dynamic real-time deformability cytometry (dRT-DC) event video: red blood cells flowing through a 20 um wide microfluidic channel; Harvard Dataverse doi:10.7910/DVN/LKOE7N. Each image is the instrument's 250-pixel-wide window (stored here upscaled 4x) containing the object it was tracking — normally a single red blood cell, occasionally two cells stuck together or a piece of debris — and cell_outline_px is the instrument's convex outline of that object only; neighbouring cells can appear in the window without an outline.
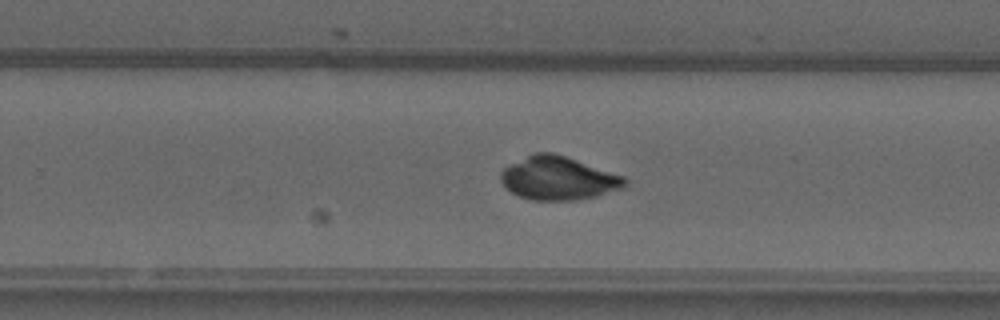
{"species": "common noctule bat (a hibernating species)", "species_latin": "Nyctalus noctula", "temperature_condition": "warm", "stored_images_in_passage": 53, "camera_frame_rate_fps": 3000, "um_per_image_px": 0.085, "animal": {"sex": "male", "forearm_length_mm": 52.5}, "frame": {"image": 1, "passage_image": 34, "time_ms": 11.0, "image_size_px": [1000, 320], "cell_outline_px": [[628, 184], [620, 188], [596, 196], [576, 200], [532, 200], [520, 196], [504, 188], [500, 180], [500, 172], [504, 168], [536, 152], [552, 152], [624, 176], [628, 180]], "centroid_in_image_um": [47.44, 15.16], "position_along_channel_um": 282.4, "area_um2": 30.98}}
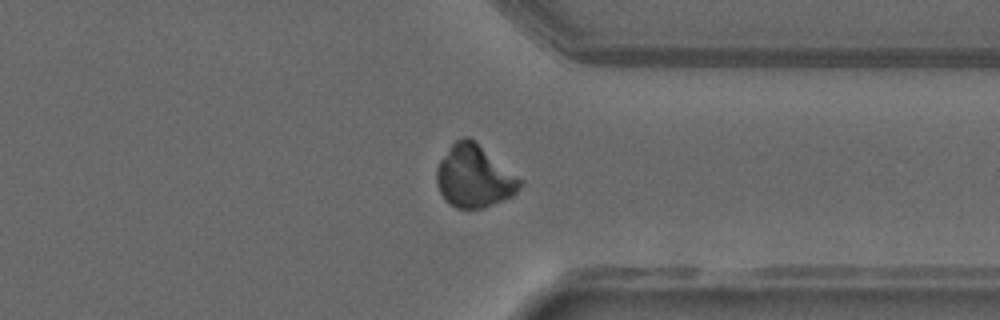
{"frame": {"image": 2, "passage_image": 41, "time_ms": 13.333, "image_size_px": [1000, 320], "cell_outline_px": [[524, 184], [512, 196], [484, 208], [456, 208], [448, 204], [440, 192], [436, 184], [436, 168], [440, 160], [452, 144], [456, 140], [464, 136], [468, 136], [476, 140], [524, 180]], "centroid_in_image_um": [40.33, 14.98], "position_along_channel_um": 371.1, "area_um2": 30.81}}
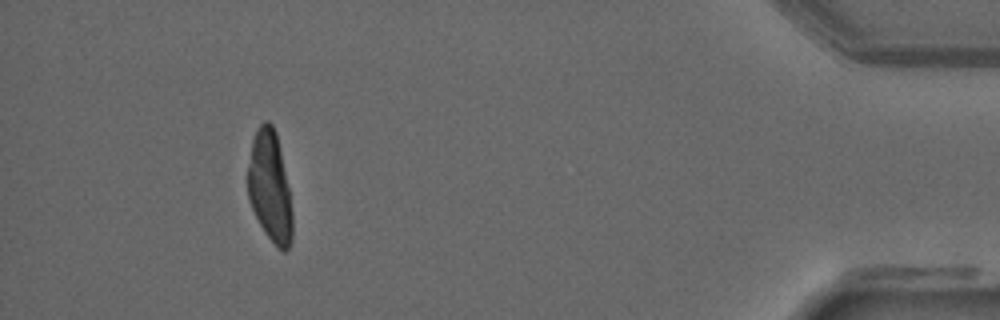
{"frame": {"image": 3, "passage_image": 49, "time_ms": 16.0, "image_size_px": [1000, 320], "cell_outline_px": [[292, 240], [288, 248], [284, 252], [276, 248], [264, 232], [248, 200], [248, 164], [252, 140], [256, 128], [264, 120], [268, 120], [272, 124], [276, 132], [288, 188], [292, 212]], "centroid_in_image_um": [22.93, 15.89], "position_along_channel_um": 412.3, "area_um2": 28.73}}